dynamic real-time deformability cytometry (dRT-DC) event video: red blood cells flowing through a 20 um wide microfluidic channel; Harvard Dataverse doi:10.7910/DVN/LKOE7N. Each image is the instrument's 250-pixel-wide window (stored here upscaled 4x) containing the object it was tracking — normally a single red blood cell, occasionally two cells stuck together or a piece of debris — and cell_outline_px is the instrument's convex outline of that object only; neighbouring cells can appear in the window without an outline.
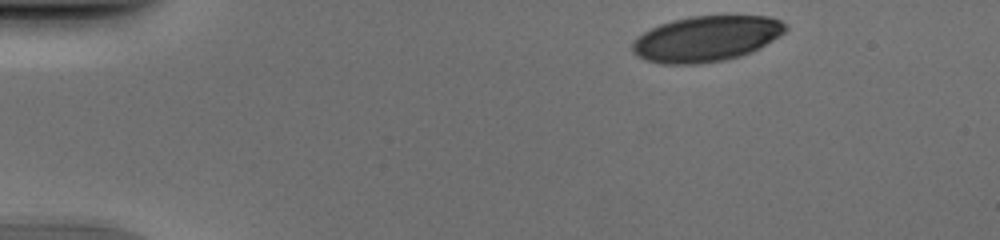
{"species": "human", "species_latin": "Homo sapiens", "temperature_condition": "cold", "stored_images_in_passage": 45, "camera_frame_rate_fps": 3000, "um_per_image_px": 0.085, "donor": {"sex": "male"}, "frame": {"image": 1, "passage_image": 1, "time_ms": 0.0, "image_size_px": [1000, 240], "cell_outline_px": [[788, 28], [780, 36], [760, 48], [752, 52], [740, 56], [724, 60], [700, 64], [660, 64], [644, 60], [636, 56], [632, 52], [632, 44], [636, 36], [660, 24], [672, 20], [692, 16], [768, 16], [780, 20]], "centroid_in_image_um": [60.01, 3.3], "position_along_channel_um": 25.0, "area_um2": 40.92}}
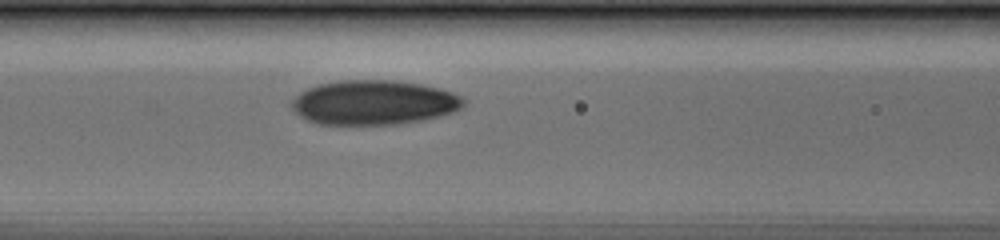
{"frame": {"image": 2, "passage_image": 16, "time_ms": 5.0, "image_size_px": [1000, 240], "cell_outline_px": [[464, 104], [460, 108], [452, 112], [440, 116], [420, 120], [396, 124], [316, 124], [300, 116], [288, 104], [300, 92], [308, 88], [320, 84], [340, 80], [392, 80], [420, 84], [452, 92], [460, 96], [464, 100]], "centroid_in_image_um": [31.73, 8.71], "position_along_channel_um": 134.9, "area_um2": 44.33}}
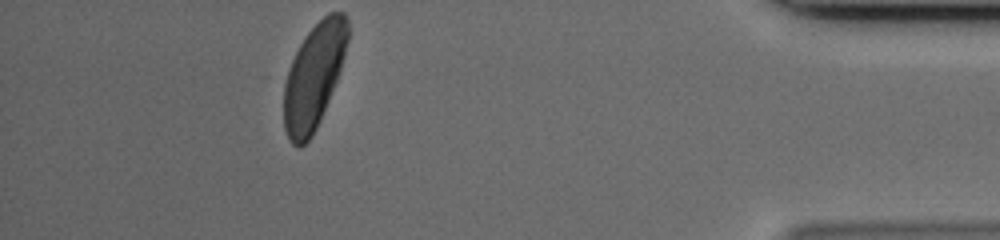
{"frame": {"image": 3, "passage_image": 40, "time_ms": 13.0, "image_size_px": [1000, 240], "cell_outline_px": [[348, 40], [340, 72], [320, 120], [312, 136], [300, 148], [292, 144], [288, 140], [284, 128], [284, 84], [288, 68], [300, 44], [308, 32], [328, 12], [344, 12], [348, 20]], "centroid_in_image_um": [26.67, 6.49], "position_along_channel_um": 408.5, "area_um2": 38.96}}